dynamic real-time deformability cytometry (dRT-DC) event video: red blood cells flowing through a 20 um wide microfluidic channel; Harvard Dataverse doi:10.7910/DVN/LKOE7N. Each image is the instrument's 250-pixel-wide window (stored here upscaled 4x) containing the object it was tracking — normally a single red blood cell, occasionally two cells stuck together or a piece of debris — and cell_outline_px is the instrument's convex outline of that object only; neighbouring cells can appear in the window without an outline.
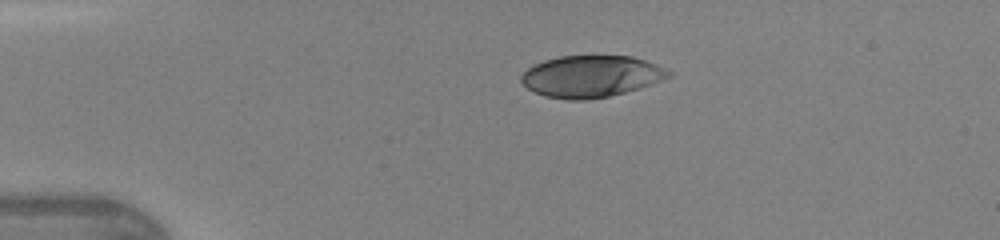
{"species": "human", "species_latin": "Homo sapiens", "temperature_condition": "warm", "stored_images_in_passage": 37, "camera_frame_rate_fps": 3000, "um_per_image_px": 0.085, "donor": {"sex": "female"}, "frame": {"image": 1, "passage_image": 1, "time_ms": 0.0, "image_size_px": [1000, 240], "cell_outline_px": [[672, 76], [640, 88], [608, 96], [588, 100], [568, 100], [544, 96], [528, 88], [520, 80], [520, 76], [528, 68], [544, 60], [560, 56], [632, 56], [656, 64], [672, 72]], "centroid_in_image_um": [50.25, 6.49], "position_along_channel_um": 34.8, "area_um2": 35.66}}
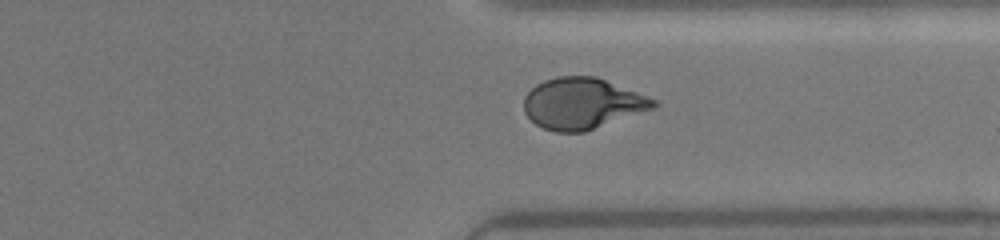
{"frame": {"image": 2, "passage_image": 27, "time_ms": 8.667, "image_size_px": [1000, 240], "cell_outline_px": [[660, 104], [656, 108], [584, 132], [556, 132], [544, 128], [536, 124], [524, 112], [524, 96], [536, 84], [544, 80], [560, 76], [596, 76], [656, 100]], "centroid_in_image_um": [49.5, 8.8], "position_along_channel_um": 361.9, "area_um2": 38.55}}
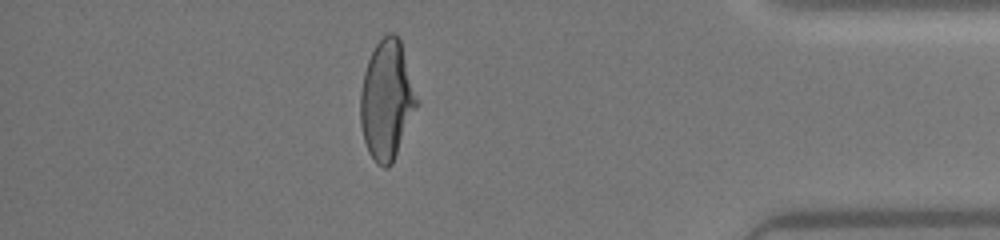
{"frame": {"image": 3, "passage_image": 32, "time_ms": 10.333, "image_size_px": [1000, 240], "cell_outline_px": [[420, 100], [392, 164], [388, 168], [384, 168], [376, 164], [368, 152], [364, 140], [360, 124], [360, 92], [364, 72], [368, 60], [376, 44], [388, 32], [392, 32], [400, 40]], "centroid_in_image_um": [32.88, 8.52], "position_along_channel_um": 402.3, "area_um2": 39.42}, "authors_computed_cell_mechanics": {"area_um2": 38.4948, "velocity_mm_per_s": 4.3355, "shape_relaxation_time_tau1_ms": 5.2177, "shape_relaxation_time_tau2_ms": null, "deformation_change_tau1": 0.2027, "deformation_change_tau2": null}}